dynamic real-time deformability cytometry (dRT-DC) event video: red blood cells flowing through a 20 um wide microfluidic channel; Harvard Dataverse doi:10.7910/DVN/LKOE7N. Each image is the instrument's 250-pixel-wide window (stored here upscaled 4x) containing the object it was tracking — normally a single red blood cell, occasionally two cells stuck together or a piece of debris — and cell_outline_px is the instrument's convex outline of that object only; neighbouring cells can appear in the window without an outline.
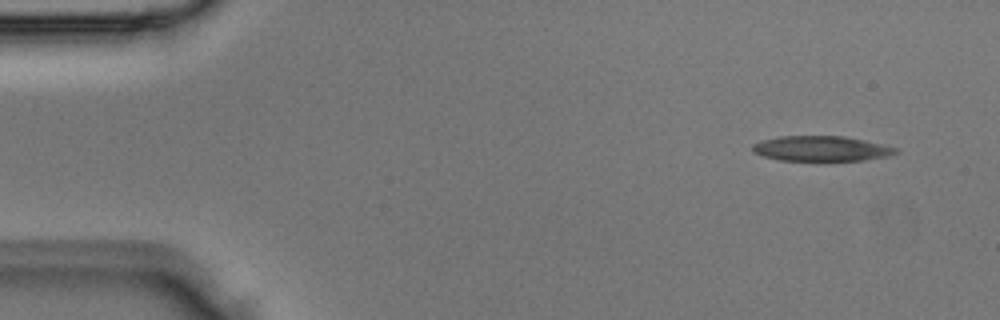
{"species": "Egyptian fruit bat (a non-hibernating species)", "species_latin": "Rousettus aegyptiacus", "temperature_condition": "room temperature", "stored_images_in_passage": 3, "camera_frame_rate_fps": 3000, "um_per_image_px": 0.085, "animal": {"sex": "male"}, "frame": {"image": 1, "passage_image": 1, "time_ms": 0.0, "image_size_px": [1000, 320], "cell_outline_px": [[900, 152], [888, 156], [864, 160], [780, 160], [764, 156], [752, 152], [752, 144], [764, 140], [780, 136], [844, 136], [864, 140], [896, 148]], "centroid_in_image_um": [69.8, 12.62], "position_along_channel_um": 15.2, "area_um2": 20.75}}